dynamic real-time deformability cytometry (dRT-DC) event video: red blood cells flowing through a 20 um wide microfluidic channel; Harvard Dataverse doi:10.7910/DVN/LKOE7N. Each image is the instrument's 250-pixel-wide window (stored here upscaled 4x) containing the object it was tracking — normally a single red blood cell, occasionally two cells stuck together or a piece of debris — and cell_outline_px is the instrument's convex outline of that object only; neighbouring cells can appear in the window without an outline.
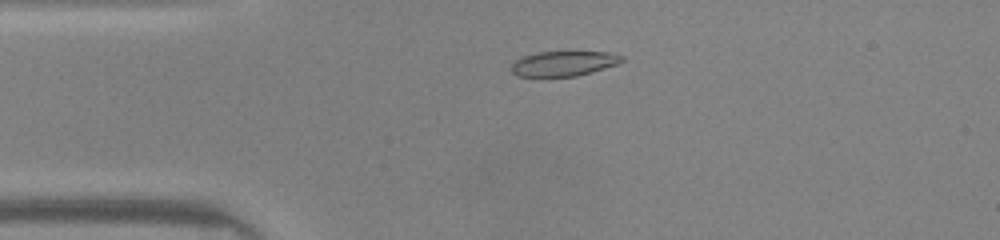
{"species": "common noctule bat (a hibernating species)", "species_latin": "Nyctalus noctula", "temperature_condition": "warm", "stored_images_in_passage": 46, "camera_frame_rate_fps": 3000, "um_per_image_px": 0.085, "animal": {"sex": "male", "body_mass_g": 20.0, "forearm_length_mm": 53.3}, "frame": {"image": 1, "passage_image": 8, "time_ms": 2.333, "image_size_px": [1000, 240], "cell_outline_px": [[624, 60], [616, 64], [604, 68], [576, 76], [516, 76], [512, 72], [512, 64], [516, 60], [524, 56], [536, 52], [612, 52], [624, 56]], "centroid_in_image_um": [47.92, 5.39], "position_along_channel_um": 37.1, "area_um2": 15.9}}
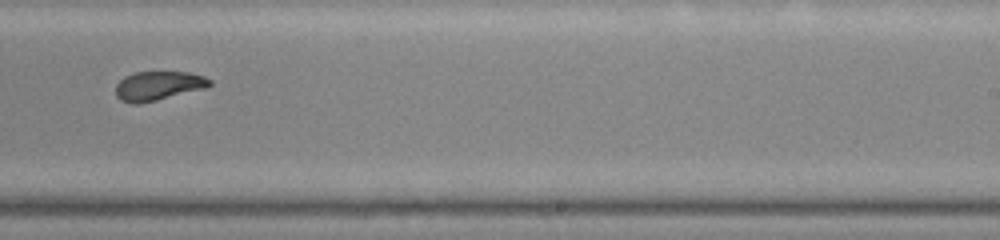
{"frame": {"image": 2, "passage_image": 27, "time_ms": 8.667, "image_size_px": [1000, 240], "cell_outline_px": [[212, 84], [208, 88], [156, 100], [136, 104], [132, 104], [120, 100], [116, 96], [116, 84], [124, 76], [132, 72], [188, 72], [204, 76], [212, 80]], "centroid_in_image_um": [13.46, 7.29], "position_along_channel_um": 275.5, "area_um2": 16.13}}
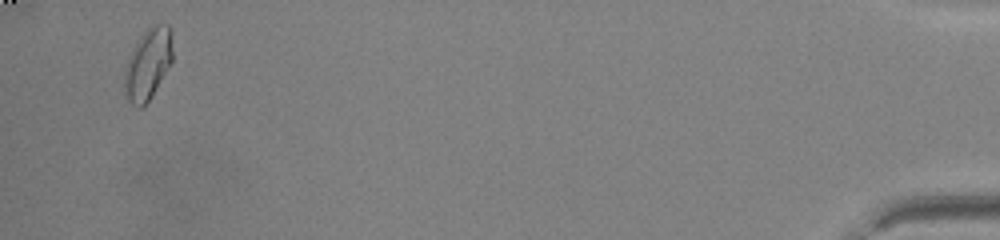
{"frame": {"image": 3, "passage_image": 44, "time_ms": 14.333, "image_size_px": [1000, 240], "cell_outline_px": [[172, 60], [148, 100], [140, 108], [136, 108], [128, 100], [124, 88], [124, 68], [128, 56], [132, 48], [140, 36], [152, 24], [168, 24], [172, 28]], "centroid_in_image_um": [12.55, 5.38], "position_along_channel_um": 422.6, "area_um2": 19.88}, "authors_computed_cell_mechanics": {"area_um2": 16.9643, "velocity_mm_per_s": 4.1785, "shape_relaxation_time_tau1_ms": 3.2729, "shape_relaxation_time_tau2_ms": 1.7726, "deformation_change_tau1": 0.1277, "deformation_change_tau2": 0.0685}}